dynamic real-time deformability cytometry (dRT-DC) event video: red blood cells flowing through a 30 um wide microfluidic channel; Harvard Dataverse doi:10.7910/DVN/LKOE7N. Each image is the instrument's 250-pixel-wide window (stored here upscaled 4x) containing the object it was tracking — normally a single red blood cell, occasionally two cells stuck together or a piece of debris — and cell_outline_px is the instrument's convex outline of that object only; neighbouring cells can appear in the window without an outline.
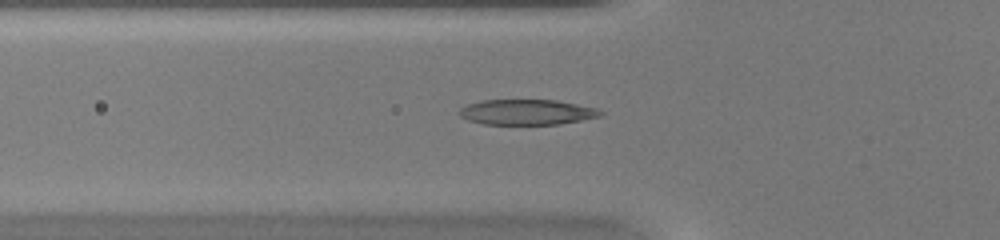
{"species": "common noctule bat (a hibernating species)", "species_latin": "Nyctalus noctula", "temperature_condition": "warm", "stored_images_in_passage": 31, "camera_frame_rate_fps": 3000, "um_per_image_px": 0.085, "animal": {"sex": "female", "body_mass_g": 20.0, "forearm_length_mm": 54.0}, "frame": {"image": 1, "passage_image": 4, "time_ms": 1.0, "image_size_px": [1000, 240], "cell_outline_px": [[604, 116], [560, 124], [484, 124], [468, 120], [460, 116], [456, 112], [460, 108], [468, 104], [480, 100], [556, 100], [596, 108], [604, 112]], "centroid_in_image_um": [44.78, 9.53], "position_along_channel_um": 81.0, "area_um2": 20.98}}
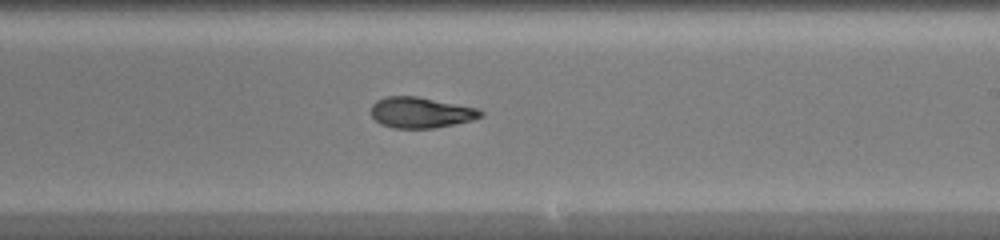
{"frame": {"image": 2, "passage_image": 16, "time_ms": 5.0, "image_size_px": [1000, 240], "cell_outline_px": [[484, 116], [472, 120], [432, 128], [392, 128], [380, 124], [372, 116], [372, 104], [376, 100], [388, 96], [416, 96], [476, 108], [484, 112]], "centroid_in_image_um": [35.75, 9.57], "position_along_channel_um": 253.3, "area_um2": 19.48}}
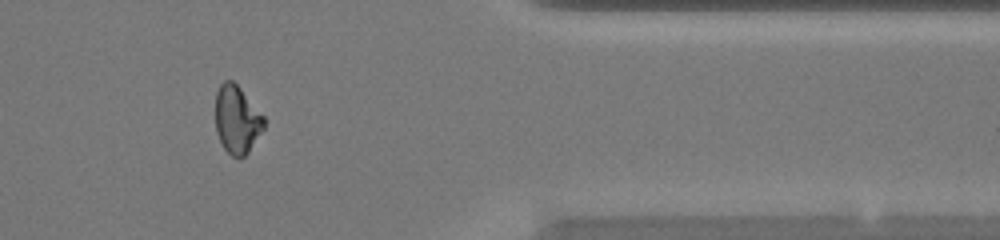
{"frame": {"image": 3, "passage_image": 27, "time_ms": 8.667, "image_size_px": [1000, 240], "cell_outline_px": [[264, 128], [248, 152], [244, 156], [232, 156], [224, 148], [216, 132], [216, 92], [220, 84], [224, 80], [232, 80], [240, 88], [264, 116]], "centroid_in_image_um": [20.13, 10.14], "position_along_channel_um": 391.3, "area_um2": 18.96}}